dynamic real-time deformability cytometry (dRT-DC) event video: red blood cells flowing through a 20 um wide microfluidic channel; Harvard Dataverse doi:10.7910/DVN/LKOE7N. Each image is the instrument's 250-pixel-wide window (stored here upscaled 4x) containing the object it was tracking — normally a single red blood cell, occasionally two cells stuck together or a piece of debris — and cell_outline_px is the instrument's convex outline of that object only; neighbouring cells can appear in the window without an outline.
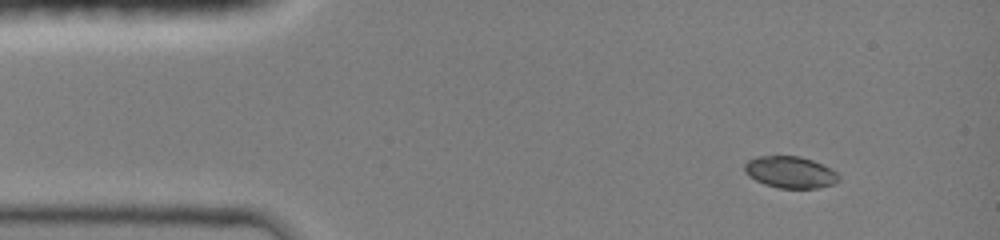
{"species": "common noctule bat (a hibernating species)", "species_latin": "Nyctalus noctula", "temperature_condition": "room temperature", "stored_images_in_passage": 42, "camera_frame_rate_fps": 3000, "um_per_image_px": 0.085, "animal": {"sex": "female", "body_mass_g": 19.0, "forearm_length_mm": 51.5}, "frame": {"image": 1, "passage_image": 1, "time_ms": 0.0, "image_size_px": [1000, 240], "cell_outline_px": [[836, 180], [832, 184], [816, 188], [780, 188], [764, 184], [748, 176], [744, 172], [744, 164], [748, 160], [760, 156], [800, 156], [812, 160], [836, 172]], "centroid_in_image_um": [67.09, 14.63], "position_along_channel_um": 17.9, "area_um2": 17.05}}
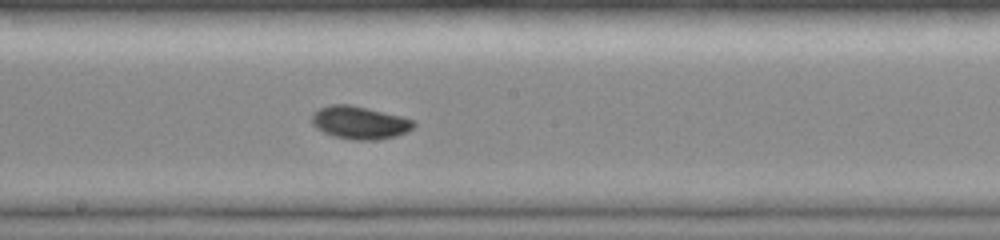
{"frame": {"image": 2, "passage_image": 21, "time_ms": 6.667, "image_size_px": [1000, 240], "cell_outline_px": [[416, 124], [408, 132], [396, 136], [380, 140], [352, 140], [332, 136], [316, 128], [312, 124], [312, 112], [320, 108], [332, 104], [348, 104], [368, 108], [404, 116], [412, 120]], "centroid_in_image_um": [30.58, 10.43], "position_along_channel_um": 217.6, "area_um2": 19.77}}
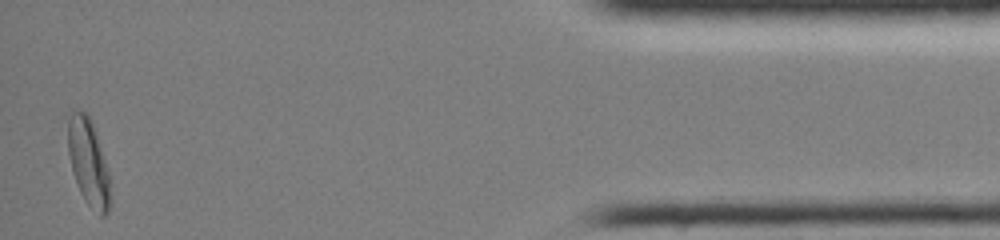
{"frame": {"image": 3, "passage_image": 41, "time_ms": 13.333, "image_size_px": [1000, 240], "cell_outline_px": [[112, 200], [108, 212], [104, 216], [100, 216], [84, 200], [80, 192], [72, 172], [68, 152], [64, 112], [72, 108], [80, 108], [88, 112], [92, 120], [96, 132], [108, 172]], "centroid_in_image_um": [7.46, 13.65], "position_along_channel_um": 427.7, "area_um2": 22.6}, "authors_computed_cell_mechanics": {"area_um2": 18.6983, "velocity_mm_per_s": 4.1429, "shape_relaxation_time_tau1_ms": 2.2405, "shape_relaxation_time_tau2_ms": null, "deformation_change_tau1": 0.0991, "deformation_change_tau2": null}}